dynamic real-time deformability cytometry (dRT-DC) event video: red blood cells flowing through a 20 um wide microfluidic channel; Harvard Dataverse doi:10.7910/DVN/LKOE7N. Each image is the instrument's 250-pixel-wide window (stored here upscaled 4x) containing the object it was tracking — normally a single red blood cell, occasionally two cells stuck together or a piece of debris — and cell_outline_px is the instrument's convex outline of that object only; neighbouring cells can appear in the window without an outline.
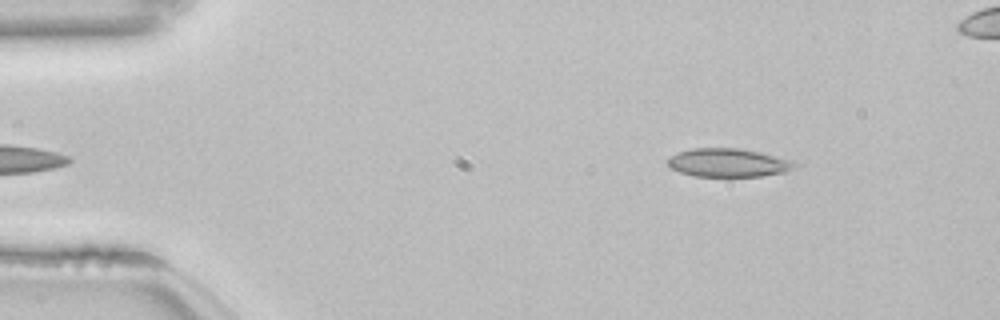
{"species": "common noctule bat (a hibernating species)", "species_latin": "Nyctalus noctula", "temperature_condition": "room temperature", "stored_images_in_passage": 49, "segment_of_instrument_passage": [1, 2], "camera_frame_rate_fps": 3000, "um_per_image_px": 0.085, "animal": {"sex": "female", "body_mass_g": 22.7, "forearm_length_mm": 54.2}, "frame": {"image": 1, "passage_image": 2, "time_ms": 0.333, "image_size_px": [1000, 320], "cell_outline_px": [[796, 164], [792, 168], [784, 172], [760, 176], [692, 176], [680, 172], [672, 168], [668, 164], [668, 160], [676, 152], [692, 148], [740, 148], [760, 152], [792, 160]], "centroid_in_image_um": [61.87, 13.82], "position_along_channel_um": 23.1, "area_um2": 20.87}}
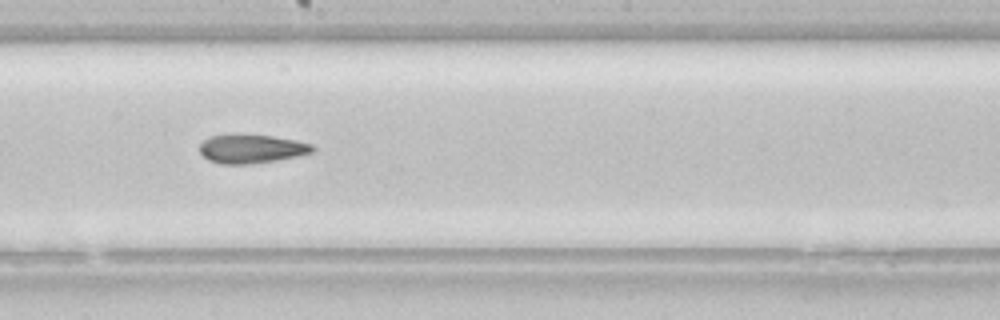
{"frame": {"image": 2, "passage_image": 24, "time_ms": 7.667, "image_size_px": [1000, 320], "cell_outline_px": [[316, 148], [312, 152], [296, 156], [276, 160], [252, 164], [220, 164], [208, 160], [200, 152], [200, 144], [208, 136], [272, 136], [296, 140], [312, 144]], "centroid_in_image_um": [21.39, 12.67], "position_along_channel_um": 226.8, "area_um2": 18.5}}
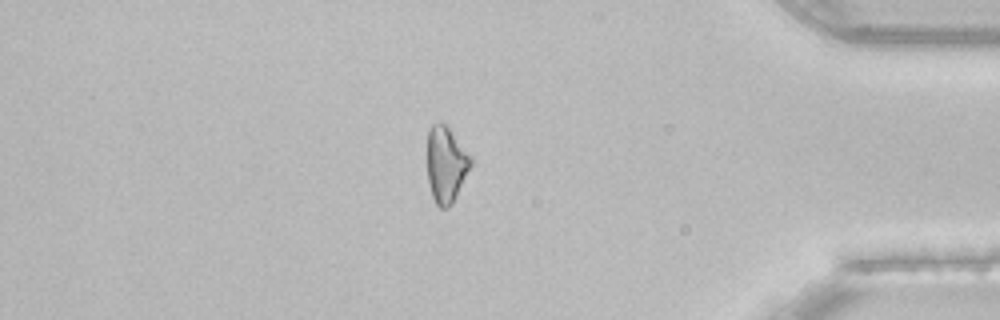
{"frame": {"image": 3, "passage_image": 40, "time_ms": 13.0, "image_size_px": [1000, 320], "cell_outline_px": [[472, 164], [452, 204], [448, 208], [440, 208], [436, 204], [432, 196], [428, 184], [428, 128], [432, 124], [444, 124], [448, 128], [472, 156]], "centroid_in_image_um": [37.91, 14.01], "position_along_channel_um": 397.3, "area_um2": 19.13}}